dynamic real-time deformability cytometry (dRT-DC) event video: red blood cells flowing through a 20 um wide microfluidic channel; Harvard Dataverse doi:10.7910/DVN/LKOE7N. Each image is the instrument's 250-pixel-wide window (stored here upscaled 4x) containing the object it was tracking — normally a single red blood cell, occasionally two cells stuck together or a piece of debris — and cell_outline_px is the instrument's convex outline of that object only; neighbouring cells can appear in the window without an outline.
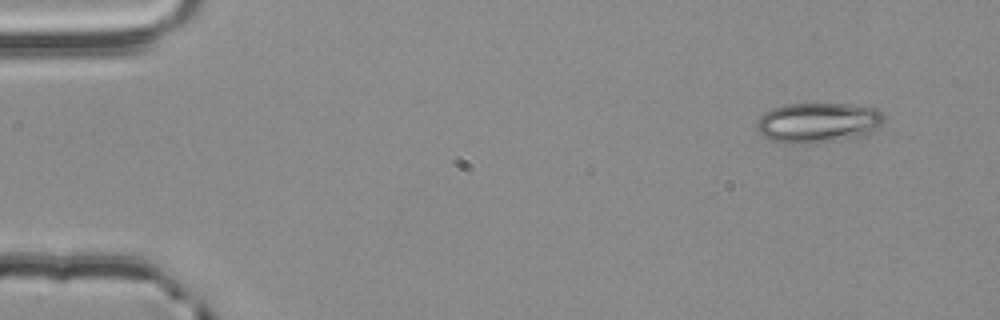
{"species": "common noctule bat (a hibernating species)", "species_latin": "Nyctalus noctula", "temperature_condition": "room temperature", "stored_images_in_passage": 51, "camera_frame_rate_fps": 3000, "um_per_image_px": 0.085, "animal": {"sex": "male", "body_mass_g": 20.4}, "frame": {"image": 1, "passage_image": 1, "time_ms": 0.0, "image_size_px": [1000, 320], "cell_outline_px": [[884, 120], [876, 128], [864, 136], [812, 144], [784, 144], [772, 140], [764, 136], [756, 128], [756, 120], [764, 112], [772, 108], [784, 104], [848, 104], [880, 108], [884, 112]], "centroid_in_image_um": [69.53, 10.43], "position_along_channel_um": 15.5, "area_um2": 30.23}}
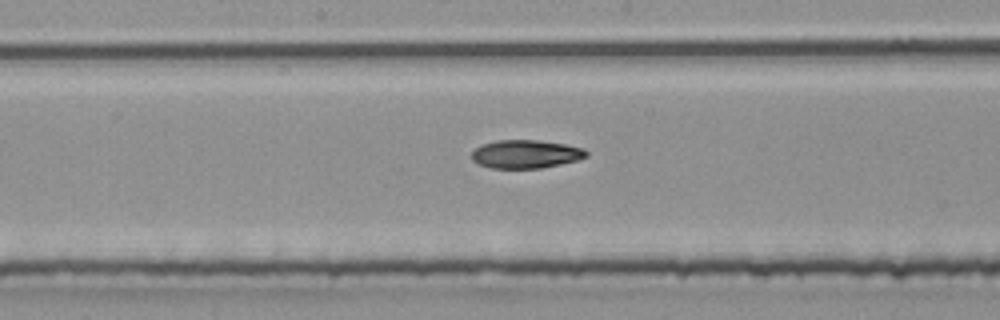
{"frame": {"image": 2, "passage_image": 25, "time_ms": 8.0, "image_size_px": [1000, 320], "cell_outline_px": [[588, 156], [580, 160], [540, 168], [492, 168], [480, 164], [472, 160], [472, 152], [480, 144], [496, 140], [536, 140], [564, 144], [584, 148], [588, 152]], "centroid_in_image_um": [44.71, 13.09], "position_along_channel_um": 203.5, "area_um2": 18.96}}
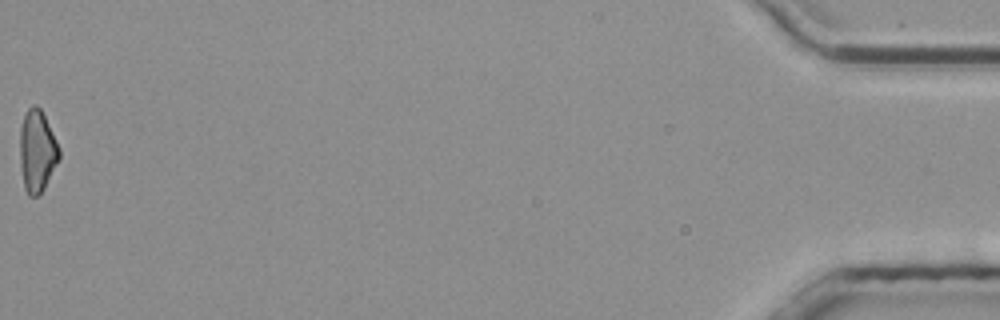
{"frame": {"image": 3, "passage_image": 51, "time_ms": 16.667, "image_size_px": [1000, 320], "cell_outline_px": [[60, 156], [44, 188], [36, 196], [28, 196], [24, 188], [20, 168], [20, 128], [24, 112], [32, 104], [36, 104], [40, 108], [60, 148]], "centroid_in_image_um": [3.13, 12.82], "position_along_channel_um": 432.1, "area_um2": 18.73}, "authors_computed_cell_mechanics": {"area_um2": 19.2474, "velocity_mm_per_s": 3.866, "shape_relaxation_time_tau1_ms": 11.3019, "shape_relaxation_time_tau2_ms": null, "deformation_change_tau1": 0.2323, "deformation_change_tau2": null}}